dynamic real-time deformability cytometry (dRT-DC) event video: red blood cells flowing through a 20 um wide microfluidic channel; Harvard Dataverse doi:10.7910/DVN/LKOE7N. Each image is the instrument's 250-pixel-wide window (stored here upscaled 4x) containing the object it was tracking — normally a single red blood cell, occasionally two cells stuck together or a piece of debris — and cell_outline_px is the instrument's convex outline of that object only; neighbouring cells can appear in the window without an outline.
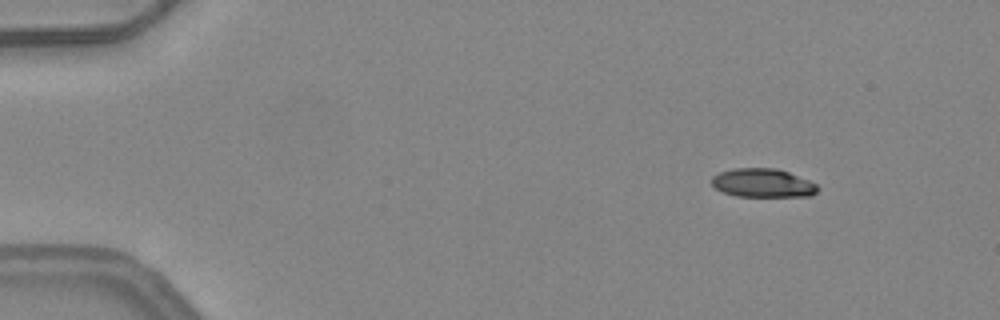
{"species": "common noctule bat (a hibernating species)", "species_latin": "Nyctalus noctula", "temperature_condition": "warm", "stored_images_in_passage": 6, "segment_of_instrument_passage": [2, 2], "camera_frame_rate_fps": 3000, "um_per_image_px": 0.085, "animal": {"sex": "female", "body_mass_g": 24.6, "forearm_length_mm": 56.2}, "frame": {"image": 1, "passage_image": 6, "time_ms": 1.667, "image_size_px": [1000, 320], "cell_outline_px": [[820, 188], [812, 196], [736, 196], [724, 192], [716, 188], [712, 184], [712, 176], [720, 172], [736, 168], [776, 168], [788, 172], [808, 180], [816, 184]], "centroid_in_image_um": [64.85, 15.55], "position_along_channel_um": 20.1, "area_um2": 17.57}}